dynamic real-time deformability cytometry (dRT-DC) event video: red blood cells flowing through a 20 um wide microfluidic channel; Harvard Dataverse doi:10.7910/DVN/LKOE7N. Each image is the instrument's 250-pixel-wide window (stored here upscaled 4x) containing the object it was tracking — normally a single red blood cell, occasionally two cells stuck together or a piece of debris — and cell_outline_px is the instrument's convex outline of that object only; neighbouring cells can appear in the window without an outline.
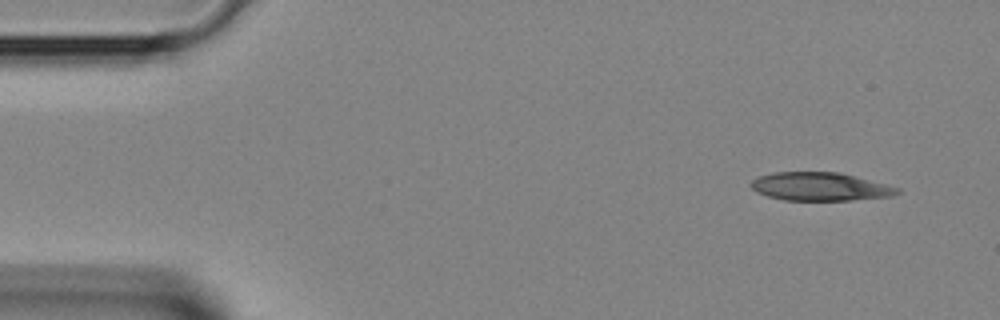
{"species": "Egyptian fruit bat (a non-hibernating species)", "species_latin": "Rousettus aegyptiacus", "temperature_condition": "room temperature", "stored_images_in_passage": 3, "camera_frame_rate_fps": 3000, "um_per_image_px": 0.085, "animal": {"sex": "female"}, "frame": {"image": 1, "passage_image": 1, "time_ms": 0.0, "image_size_px": [1000, 320], "cell_outline_px": [[900, 192], [892, 196], [852, 200], [784, 200], [768, 196], [756, 192], [748, 184], [752, 180], [760, 176], [772, 172], [840, 172], [900, 188]], "centroid_in_image_um": [69.68, 15.86], "position_along_channel_um": 15.3, "area_um2": 24.1}}
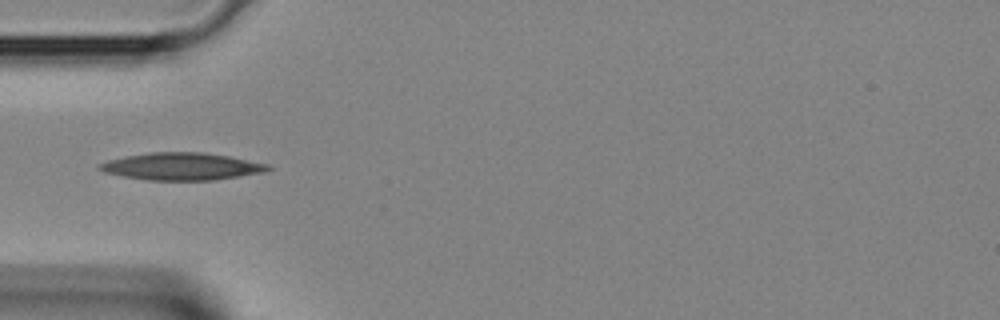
{"frame": {"image": 2, "passage_image": 3, "time_ms": 0.667, "image_size_px": [1000, 320], "cell_outline_px": [[272, 168], [268, 172], [212, 180], [148, 180], [124, 176], [104, 172], [96, 168], [96, 164], [108, 160], [148, 152], [204, 152], [228, 156], [268, 164]], "centroid_in_image_um": [15.45, 14.14], "position_along_channel_um": 69.6, "area_um2": 26.82}}